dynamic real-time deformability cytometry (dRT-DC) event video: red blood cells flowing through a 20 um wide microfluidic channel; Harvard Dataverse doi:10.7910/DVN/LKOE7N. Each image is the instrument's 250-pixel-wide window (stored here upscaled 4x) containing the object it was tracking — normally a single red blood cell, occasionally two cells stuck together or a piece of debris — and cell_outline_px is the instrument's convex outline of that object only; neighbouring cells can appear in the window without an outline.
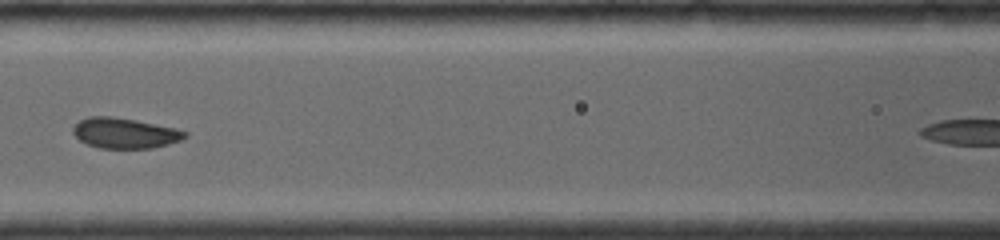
{"species": "common noctule bat (a hibernating species)", "species_latin": "Nyctalus noctula", "temperature_condition": "room temperature", "stored_images_in_passage": 10, "camera_frame_rate_fps": 4000, "um_per_image_px": 0.085, "animal": {"sex": "female", "body_mass_g": 19.0, "forearm_length_mm": 56.7}, "frame": {"image": 1, "passage_image": 4, "time_ms": 3.0, "image_size_px": [1000, 240], "cell_outline_px": [[188, 136], [180, 140], [168, 144], [152, 148], [100, 148], [88, 144], [80, 140], [72, 132], [72, 128], [80, 120], [88, 116], [112, 116], [136, 120], [176, 128], [188, 132]], "centroid_in_image_um": [10.61, 11.3], "position_along_channel_um": 156.0, "area_um2": 19.83}}
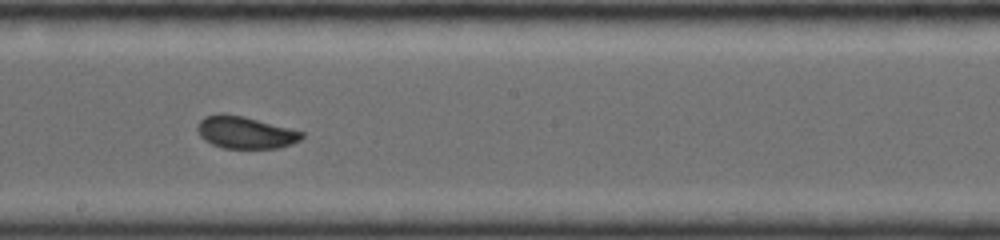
{"frame": {"image": 2, "passage_image": 6, "time_ms": 4.75, "image_size_px": [1000, 240], "cell_outline_px": [[304, 136], [300, 140], [292, 144], [280, 148], [224, 148], [212, 144], [204, 140], [200, 136], [196, 128], [196, 124], [204, 116], [216, 112], [224, 112], [244, 116], [304, 132]], "centroid_in_image_um": [20.8, 11.24], "position_along_channel_um": 227.4, "area_um2": 19.88}}
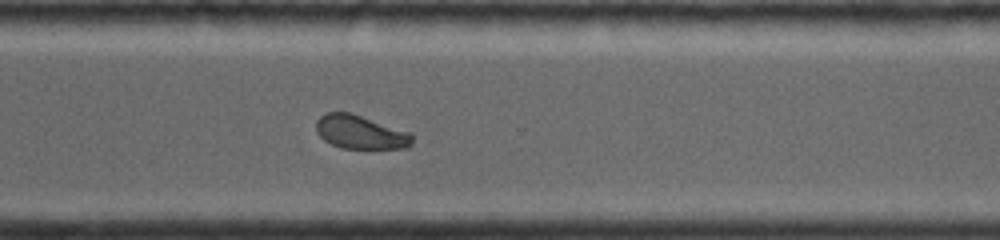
{"frame": {"image": 3, "passage_image": 9, "time_ms": 7.5, "image_size_px": [1000, 240], "cell_outline_px": [[412, 144], [408, 148], [340, 148], [324, 140], [316, 132], [316, 120], [320, 116], [328, 112], [352, 112], [412, 132]], "centroid_in_image_um": [30.65, 11.22], "position_along_channel_um": 339.9, "area_um2": 19.13}}